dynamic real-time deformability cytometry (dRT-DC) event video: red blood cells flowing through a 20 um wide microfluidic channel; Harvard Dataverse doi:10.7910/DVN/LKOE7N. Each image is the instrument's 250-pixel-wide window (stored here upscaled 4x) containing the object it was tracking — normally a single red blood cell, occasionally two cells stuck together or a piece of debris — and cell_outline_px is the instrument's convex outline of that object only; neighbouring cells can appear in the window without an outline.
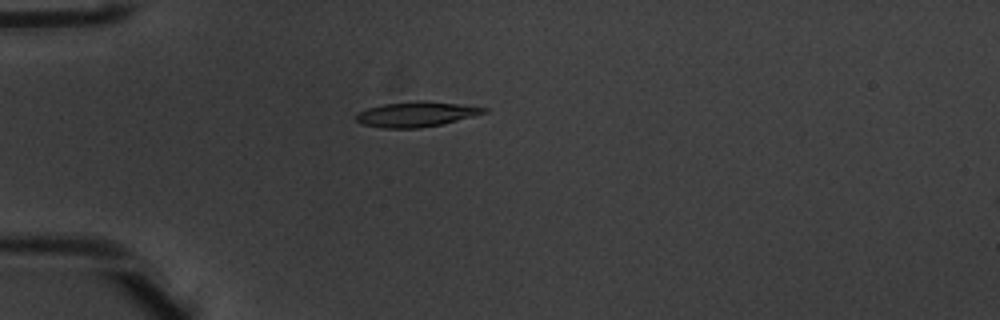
{"species": "common noctule bat (a hibernating species)", "species_latin": "Nyctalus noctula", "temperature_condition": "warm", "stored_images_in_passage": 1, "camera_frame_rate_fps": 3000, "um_per_image_px": 0.085, "animal": {"sex": "male", "body_mass_g": 20.1, "forearm_length_mm": 53.5}, "frame": {"image": 1, "passage_image": 1, "time_ms": 0.0, "image_size_px": [1000, 320], "cell_outline_px": [[488, 112], [440, 124], [420, 128], [380, 128], [364, 124], [356, 120], [356, 116], [360, 112], [368, 108], [384, 104], [416, 100], [424, 100], [460, 104], [488, 108]], "centroid_in_image_um": [35.39, 9.7], "position_along_channel_um": 49.6, "area_um2": 18.5}}